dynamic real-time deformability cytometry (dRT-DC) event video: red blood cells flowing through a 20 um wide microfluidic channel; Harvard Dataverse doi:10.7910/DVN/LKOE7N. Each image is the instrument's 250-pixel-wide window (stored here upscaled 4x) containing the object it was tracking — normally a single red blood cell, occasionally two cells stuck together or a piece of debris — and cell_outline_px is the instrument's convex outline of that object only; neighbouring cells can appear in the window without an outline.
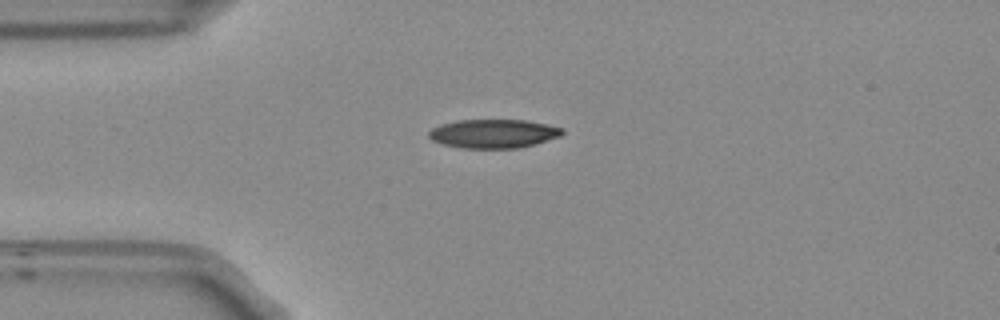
{"species": "Egyptian fruit bat (a non-hibernating species)", "species_latin": "Rousettus aegyptiacus", "temperature_condition": "room temperature", "stored_images_in_passage": 42, "camera_frame_rate_fps": 3000, "um_per_image_px": 0.085, "frame": {"image": 1, "passage_image": 1, "time_ms": 0.0, "image_size_px": [1000, 320], "cell_outline_px": [[564, 132], [560, 136], [536, 144], [520, 148], [460, 148], [444, 144], [432, 140], [428, 136], [428, 132], [432, 128], [440, 124], [456, 120], [524, 120], [564, 128]], "centroid_in_image_um": [41.93, 11.36], "position_along_channel_um": 43.1, "area_um2": 22.43}}
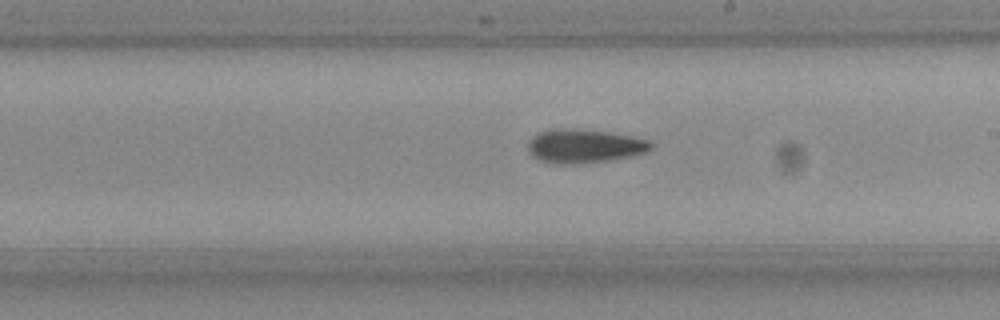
{"frame": {"image": 2, "passage_image": 18, "time_ms": 5.667, "image_size_px": [1000, 320], "cell_outline_px": [[652, 148], [644, 152], [632, 156], [608, 160], [572, 164], [552, 164], [540, 160], [532, 156], [528, 152], [528, 140], [536, 132], [552, 128], [572, 128], [608, 132], [632, 136], [648, 140], [652, 144]], "centroid_in_image_um": [49.59, 12.4], "position_along_channel_um": 239.4, "area_um2": 24.39}}
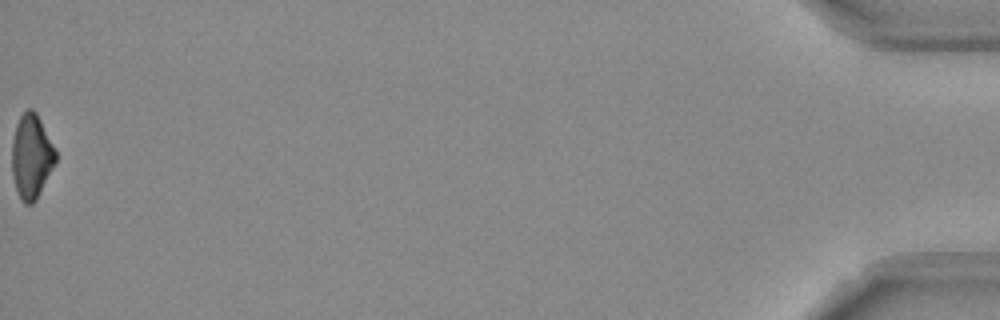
{"frame": {"image": 3, "passage_image": 42, "time_ms": 13.667, "image_size_px": [1000, 320], "cell_outline_px": [[56, 160], [36, 200], [32, 204], [24, 204], [20, 200], [16, 192], [12, 176], [12, 140], [16, 124], [20, 116], [28, 108], [32, 108], [36, 112], [56, 152]], "centroid_in_image_um": [2.63, 13.32], "position_along_channel_um": 432.6, "area_um2": 21.33}, "authors_computed_cell_mechanics": {"area_um2": 22.8888, "velocity_mm_per_s": 3.7607, "shape_relaxation_time_tau1_ms": 7.6285, "shape_relaxation_time_tau2_ms": null, "deformation_change_tau1": 0.1773, "deformation_change_tau2": null}}